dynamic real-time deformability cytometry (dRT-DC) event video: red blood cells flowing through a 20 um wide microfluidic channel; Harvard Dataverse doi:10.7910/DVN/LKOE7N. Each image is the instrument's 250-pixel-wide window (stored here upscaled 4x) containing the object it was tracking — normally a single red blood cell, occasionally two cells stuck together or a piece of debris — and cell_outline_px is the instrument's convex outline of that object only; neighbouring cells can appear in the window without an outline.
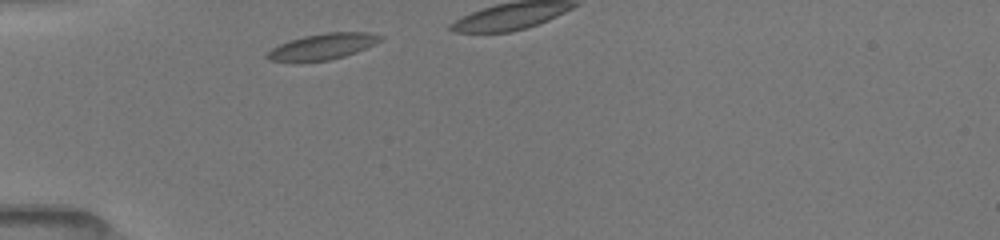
{"species": "common noctule bat (a hibernating species)", "species_latin": "Nyctalus noctula", "temperature_condition": "room temperature", "stored_images_in_passage": 4, "camera_frame_rate_fps": 3000, "um_per_image_px": 0.085, "animal": {"sex": "female", "body_mass_g": 19.5, "forearm_length_mm": 54.1}, "frame": {"image": 1, "passage_image": 1, "time_ms": 0.0, "image_size_px": [1000, 240], "cell_outline_px": [[384, 40], [356, 52], [344, 56], [328, 60], [300, 64], [296, 64], [268, 60], [264, 56], [272, 48], [288, 40], [304, 36], [328, 32], [368, 32], [384, 36]], "centroid_in_image_um": [27.37, 3.99], "position_along_channel_um": 57.6, "area_um2": 17.74}}